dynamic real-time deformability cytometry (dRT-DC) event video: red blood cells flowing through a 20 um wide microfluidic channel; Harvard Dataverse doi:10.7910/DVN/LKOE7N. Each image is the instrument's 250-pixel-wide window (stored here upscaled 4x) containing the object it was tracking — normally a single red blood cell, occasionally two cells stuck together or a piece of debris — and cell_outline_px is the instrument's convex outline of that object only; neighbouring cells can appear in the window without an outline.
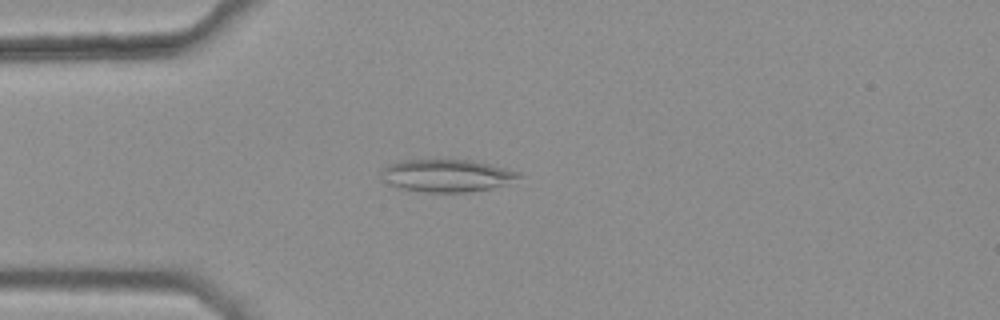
{"species": "common noctule bat (a hibernating species)", "species_latin": "Nyctalus noctula", "temperature_condition": "warm", "stored_images_in_passage": 37, "camera_frame_rate_fps": 3000, "um_per_image_px": 0.085, "animal": {"sex": "female", "body_mass_g": 25.1}, "frame": {"image": 1, "passage_image": 5, "time_ms": 1.333, "image_size_px": [1000, 320], "cell_outline_px": [[524, 176], [492, 188], [468, 192], [424, 192], [400, 188], [388, 184], [384, 180], [380, 172], [388, 164], [400, 160], [468, 160], [488, 164], [520, 172]], "centroid_in_image_um": [37.94, 14.93], "position_along_channel_um": 47.1, "area_um2": 25.84}}
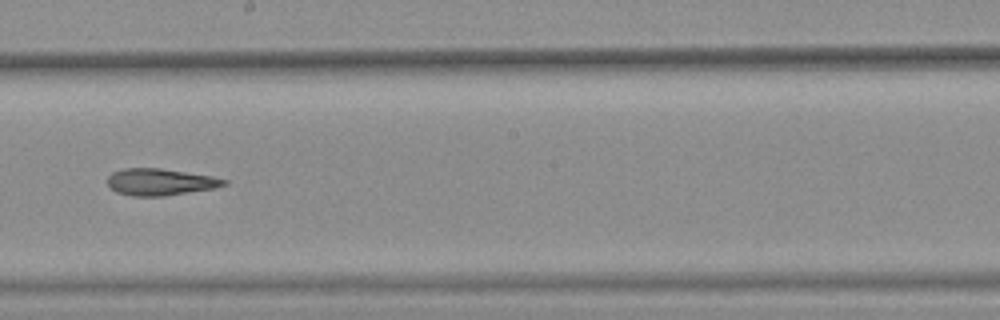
{"frame": {"image": 2, "passage_image": 21, "time_ms": 6.667, "image_size_px": [1000, 320], "cell_outline_px": [[228, 184], [216, 188], [164, 196], [132, 196], [116, 192], [108, 184], [108, 176], [112, 172], [124, 168], [160, 168], [212, 176], [228, 180]], "centroid_in_image_um": [13.64, 15.47], "position_along_channel_um": 234.6, "area_um2": 18.21}}
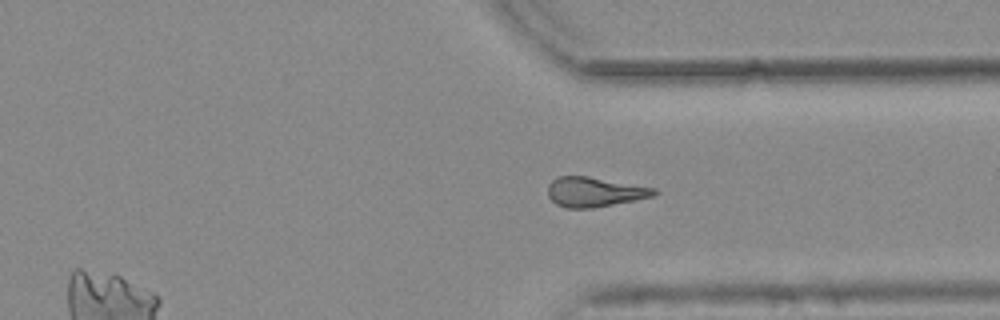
{"frame": {"image": 3, "passage_image": 31, "time_ms": 10.0, "image_size_px": [1000, 320], "cell_outline_px": [[660, 192], [652, 196], [592, 208], [568, 208], [556, 204], [548, 196], [548, 184], [556, 176], [588, 176], [656, 188]], "centroid_in_image_um": [50.51, 16.3], "position_along_channel_um": 360.9, "area_um2": 18.26}, "authors_computed_cell_mechanics": {"area_um2": 18.5538, "velocity_mm_per_s": 3.7755, "shape_relaxation_time_tau1_ms": null, "shape_relaxation_time_tau2_ms": 9.0088, "deformation_change_tau1": null, "deformation_change_tau2": 0.221}}